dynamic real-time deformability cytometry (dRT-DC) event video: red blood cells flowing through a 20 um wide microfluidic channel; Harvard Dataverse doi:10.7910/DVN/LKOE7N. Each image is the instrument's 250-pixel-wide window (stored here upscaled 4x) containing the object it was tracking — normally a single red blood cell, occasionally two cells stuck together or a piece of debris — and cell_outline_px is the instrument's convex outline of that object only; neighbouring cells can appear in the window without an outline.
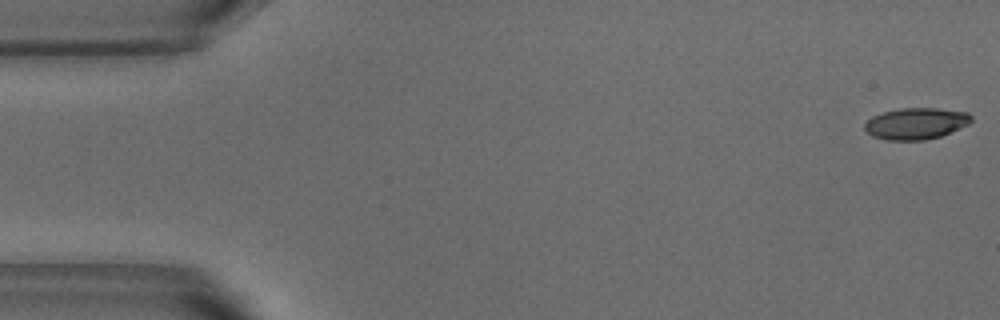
{"species": "common noctule bat (a hibernating species)", "species_latin": "Nyctalus noctula", "temperature_condition": "warm", "stored_images_in_passage": 52, "camera_frame_rate_fps": 3000, "um_per_image_px": 0.085, "animal": {"sex": "male", "body_mass_g": 18.8}, "frame": {"image": 1, "passage_image": 1, "time_ms": 0.0, "image_size_px": [1000, 320], "cell_outline_px": [[972, 120], [968, 124], [940, 136], [924, 140], [884, 140], [872, 136], [864, 128], [864, 124], [872, 116], [884, 112], [900, 108], [936, 108], [968, 112], [972, 116]], "centroid_in_image_um": [77.84, 10.5], "position_along_channel_um": 7.2, "area_um2": 19.48}}
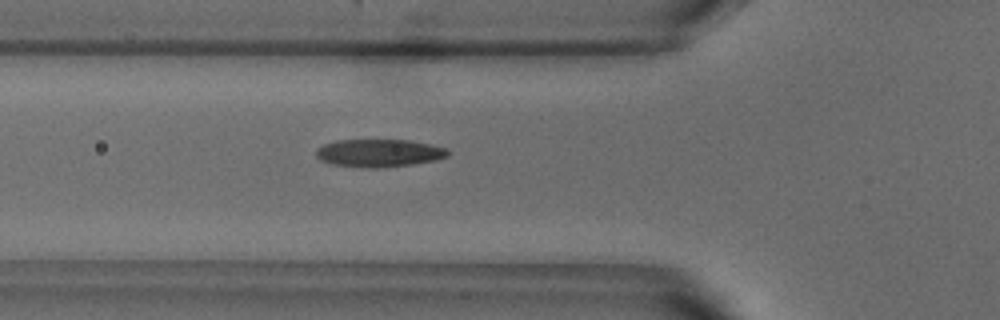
{"frame": {"image": 2, "passage_image": 18, "time_ms": 5.667, "image_size_px": [1000, 320], "cell_outline_px": [[448, 156], [436, 160], [412, 164], [384, 168], [368, 168], [332, 164], [320, 160], [316, 156], [316, 152], [324, 144], [336, 140], [408, 140], [432, 144], [448, 148]], "centroid_in_image_um": [32.25, 13.01], "position_along_channel_um": 93.5, "area_um2": 21.39}}
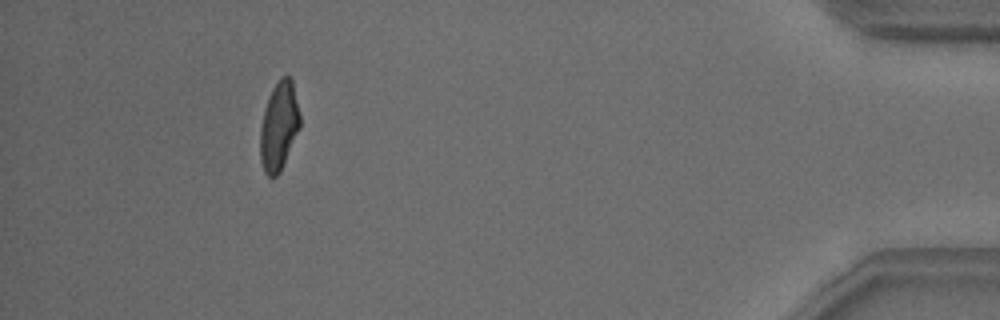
{"frame": {"image": 3, "passage_image": 48, "time_ms": 15.667, "image_size_px": [1000, 320], "cell_outline_px": [[300, 128], [280, 172], [276, 176], [268, 176], [264, 172], [260, 160], [260, 128], [264, 108], [268, 96], [272, 88], [280, 76], [288, 76], [292, 80], [300, 116]], "centroid_in_image_um": [23.7, 10.71], "position_along_channel_um": 411.5, "area_um2": 20.63}, "authors_computed_cell_mechanics": {"area_um2": 21.0103, "velocity_mm_per_s": 3.8073, "shape_relaxation_time_tau1_ms": 3.8627, "shape_relaxation_time_tau2_ms": 1.4376, "deformation_change_tau1": 0.1617, "deformation_change_tau2": 0.085}}